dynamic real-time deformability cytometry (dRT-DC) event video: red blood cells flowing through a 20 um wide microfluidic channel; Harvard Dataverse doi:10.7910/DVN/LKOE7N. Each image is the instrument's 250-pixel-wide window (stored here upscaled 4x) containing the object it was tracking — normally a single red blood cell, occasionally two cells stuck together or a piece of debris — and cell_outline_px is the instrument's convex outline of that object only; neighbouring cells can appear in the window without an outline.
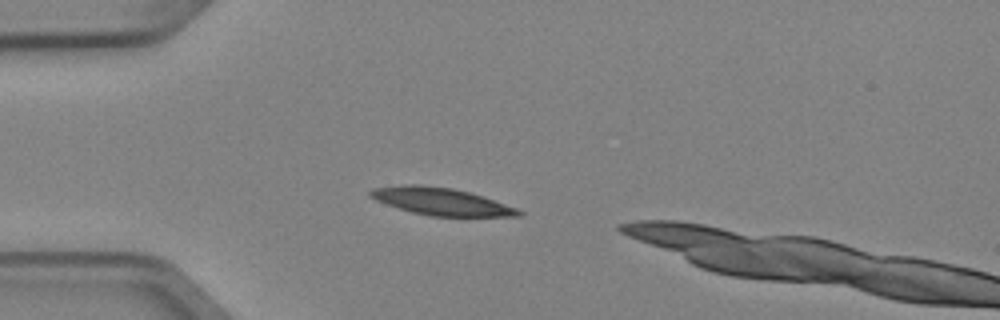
{"species": "Egyptian fruit bat (a non-hibernating species)", "species_latin": "Rousettus aegyptiacus", "temperature_condition": "cold", "stored_images_in_passage": 2, "camera_frame_rate_fps": 3000, "um_per_image_px": 0.085, "animal": {"sex": "female"}, "frame": {"image": 1, "passage_image": 1, "time_ms": 0.0, "image_size_px": [1000, 320], "cell_outline_px": [[524, 216], [432, 216], [412, 212], [376, 200], [368, 196], [368, 192], [372, 188], [404, 184], [420, 184], [452, 188], [468, 192], [516, 208], [524, 212]], "centroid_in_image_um": [37.45, 17.11], "position_along_channel_um": 47.5, "area_um2": 23.29}}